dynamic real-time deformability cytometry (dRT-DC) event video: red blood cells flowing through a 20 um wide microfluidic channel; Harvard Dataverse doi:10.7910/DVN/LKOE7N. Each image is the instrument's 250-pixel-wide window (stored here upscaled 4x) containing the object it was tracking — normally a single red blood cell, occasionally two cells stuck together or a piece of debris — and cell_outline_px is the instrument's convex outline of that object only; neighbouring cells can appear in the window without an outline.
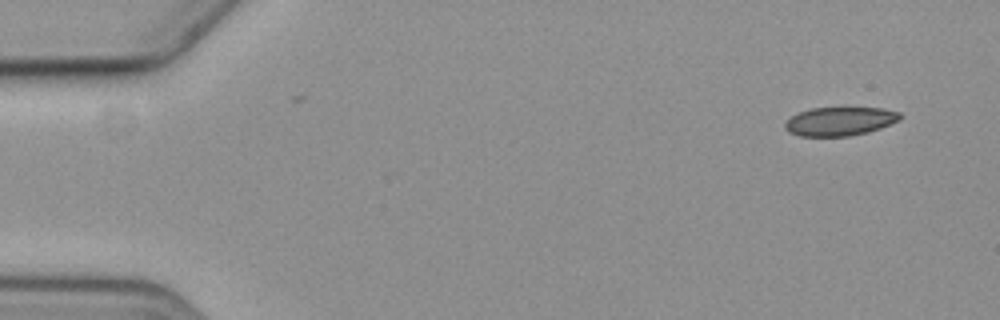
{"species": "common noctule bat (a hibernating species)", "species_latin": "Nyctalus noctula", "temperature_condition": "cold", "stored_images_in_passage": 2, "camera_frame_rate_fps": 3000, "um_per_image_px": 0.085, "animal": {"sex": "female", "body_mass_g": 19.3, "forearm_length_mm": 54.1}, "frame": {"image": 1, "passage_image": 2, "time_ms": 1.333, "image_size_px": [1000, 320], "cell_outline_px": [[900, 120], [880, 128], [868, 132], [848, 136], [800, 136], [788, 132], [784, 128], [784, 124], [792, 116], [800, 112], [812, 108], [884, 108], [900, 112]], "centroid_in_image_um": [71.39, 10.31], "position_along_channel_um": 13.6, "area_um2": 19.13}}